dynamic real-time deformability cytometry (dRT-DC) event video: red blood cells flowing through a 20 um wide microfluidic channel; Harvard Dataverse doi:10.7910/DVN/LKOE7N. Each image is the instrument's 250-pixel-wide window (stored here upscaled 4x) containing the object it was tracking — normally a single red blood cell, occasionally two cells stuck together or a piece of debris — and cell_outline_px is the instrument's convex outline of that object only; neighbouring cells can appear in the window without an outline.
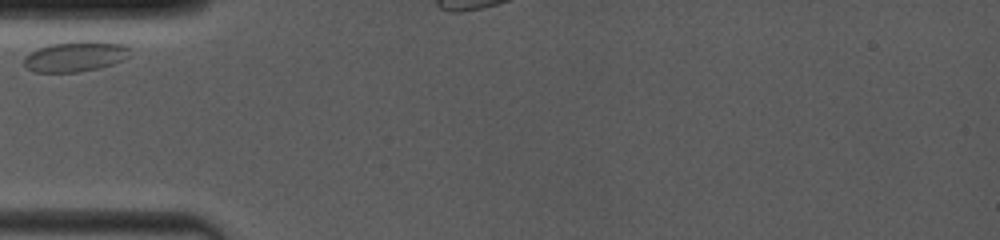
{"species": "common noctule bat (a hibernating species)", "species_latin": "Nyctalus noctula", "temperature_condition": "room temperature", "stored_images_in_passage": 4, "camera_frame_rate_fps": 4000, "um_per_image_px": 0.085, "animal": {"sex": "female", "body_mass_g": 19.0, "forearm_length_mm": 53.3}, "frame": {"image": 1, "passage_image": 1, "time_ms": 0.0, "image_size_px": [1000, 240], "cell_outline_px": [[132, 48], [128, 56], [112, 64], [100, 68], [76, 72], [32, 72], [24, 68], [24, 60], [36, 48], [48, 44], [76, 40], [96, 40], [128, 44]], "centroid_in_image_um": [6.44, 4.77], "position_along_channel_um": 78.6, "area_um2": 19.25}}
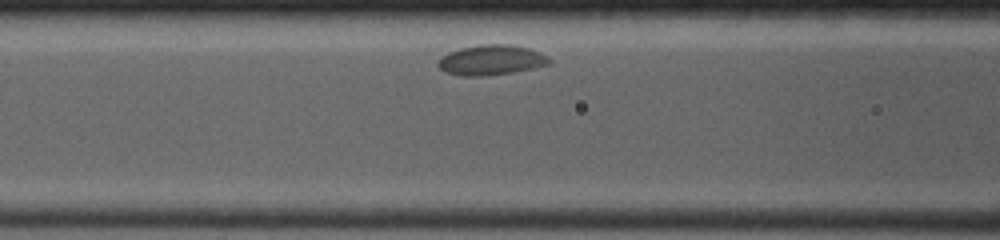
{"frame": {"image": 2, "passage_image": 3, "time_ms": 1.5, "image_size_px": [1000, 240], "cell_outline_px": [[552, 64], [512, 72], [484, 76], [460, 76], [444, 72], [436, 64], [448, 52], [460, 48], [480, 44], [512, 44], [528, 48], [540, 52], [548, 56], [552, 60]], "centroid_in_image_um": [41.77, 5.1], "position_along_channel_um": 124.8, "area_um2": 19.65}}